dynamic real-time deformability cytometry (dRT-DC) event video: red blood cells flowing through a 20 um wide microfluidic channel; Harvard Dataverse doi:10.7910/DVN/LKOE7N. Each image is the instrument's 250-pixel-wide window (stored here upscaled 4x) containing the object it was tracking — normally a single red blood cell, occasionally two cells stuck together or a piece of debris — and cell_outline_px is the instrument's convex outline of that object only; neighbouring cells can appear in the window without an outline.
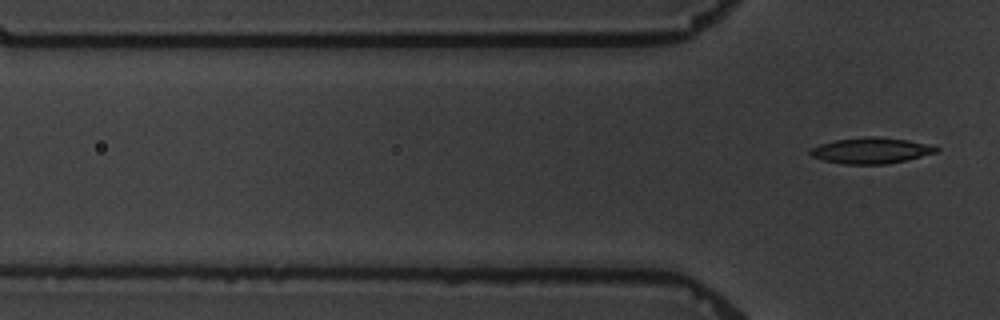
{"species": "common noctule bat (a hibernating species)", "species_latin": "Nyctalus noctula", "temperature_condition": "warm", "stored_images_in_passage": 2, "camera_frame_rate_fps": 3000, "um_per_image_px": 0.085, "animal": {"sex": "male", "body_mass_g": 19.5, "forearm_length_mm": 54.6}, "frame": {"image": 1, "passage_image": 2, "time_ms": 2.0, "image_size_px": [1000, 320], "cell_outline_px": [[940, 148], [936, 152], [888, 164], [844, 164], [824, 160], [812, 156], [808, 152], [812, 148], [820, 144], [836, 140], [868, 136], [876, 136], [908, 140], [928, 144]], "centroid_in_image_um": [74.02, 12.79], "position_along_channel_um": 51.8, "area_um2": 18.79}}